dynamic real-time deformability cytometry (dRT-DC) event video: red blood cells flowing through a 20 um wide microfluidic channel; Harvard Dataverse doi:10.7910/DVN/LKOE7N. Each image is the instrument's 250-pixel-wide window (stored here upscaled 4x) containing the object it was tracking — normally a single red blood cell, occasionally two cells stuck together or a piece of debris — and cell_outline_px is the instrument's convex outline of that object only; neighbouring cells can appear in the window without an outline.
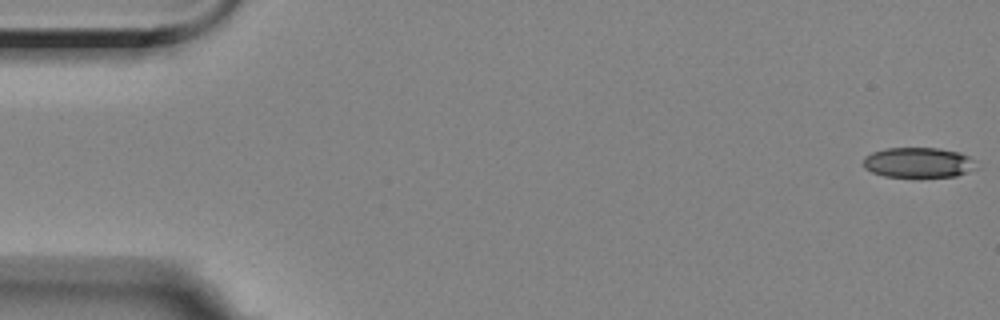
{"species": "Egyptian fruit bat (a non-hibernating species)", "species_latin": "Rousettus aegyptiacus", "temperature_condition": "room temperature", "stored_images_in_passage": 13, "camera_frame_rate_fps": 3000, "um_per_image_px": 0.085, "animal": {"sex": "female"}, "frame": {"image": 1, "passage_image": 1, "time_ms": 0.0, "image_size_px": [1000, 320], "cell_outline_px": [[980, 168], [956, 176], [884, 176], [872, 172], [864, 168], [864, 156], [872, 152], [884, 148], [940, 148], [960, 152], [976, 160]], "centroid_in_image_um": [78.12, 13.8], "position_along_channel_um": 6.9, "area_um2": 20.06}}